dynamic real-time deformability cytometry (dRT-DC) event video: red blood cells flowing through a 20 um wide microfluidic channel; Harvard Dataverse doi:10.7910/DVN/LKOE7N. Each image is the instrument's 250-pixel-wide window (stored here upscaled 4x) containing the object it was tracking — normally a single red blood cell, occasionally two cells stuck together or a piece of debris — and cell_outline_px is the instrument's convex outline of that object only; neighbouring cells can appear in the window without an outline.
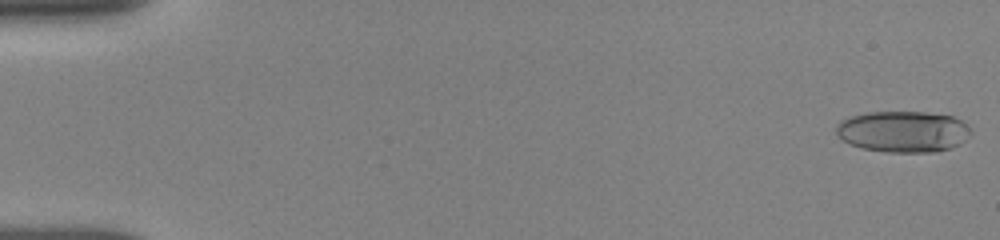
{"species": "human", "species_latin": "Homo sapiens", "temperature_condition": "room temperature", "stored_images_in_passage": 16, "camera_frame_rate_fps": 3000, "um_per_image_px": 0.085, "donor": {"sex": "female"}, "frame": {"image": 1, "passage_image": 1, "time_ms": 0.0, "image_size_px": [1000, 240], "cell_outline_px": [[972, 132], [960, 144], [952, 148], [936, 152], [888, 152], [860, 148], [848, 144], [836, 132], [836, 124], [840, 120], [864, 112], [928, 112], [952, 116], [960, 120]], "centroid_in_image_um": [76.74, 11.19], "position_along_channel_um": 8.3, "area_um2": 32.48}}
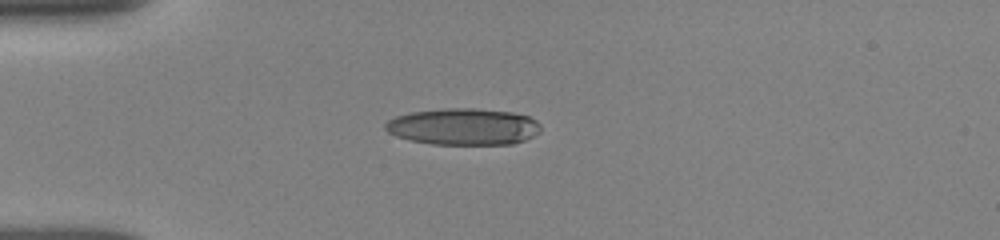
{"frame": {"image": 2, "passage_image": 12, "time_ms": 4.333, "image_size_px": [1000, 240], "cell_outline_px": [[540, 132], [524, 140], [512, 144], [432, 144], [408, 140], [396, 136], [388, 132], [384, 128], [384, 124], [388, 120], [396, 116], [412, 112], [444, 108], [476, 108], [512, 112], [528, 116], [536, 120], [540, 124]], "centroid_in_image_um": [39.38, 10.76], "position_along_channel_um": 45.6, "area_um2": 33.29}}
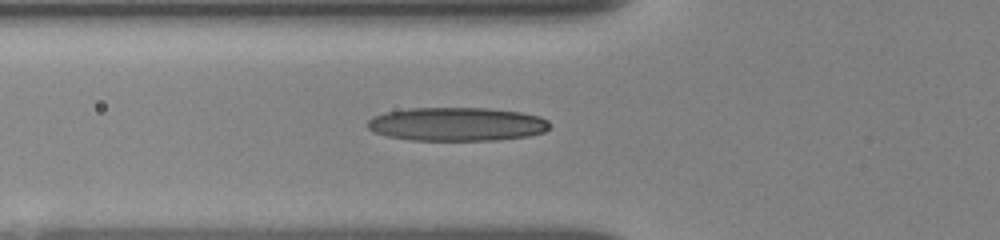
{"frame": {"image": 3, "passage_image": 16, "time_ms": 6.0, "image_size_px": [1000, 240], "cell_outline_px": [[548, 128], [544, 132], [528, 136], [496, 140], [408, 140], [388, 136], [372, 132], [364, 124], [372, 116], [384, 112], [408, 108], [488, 108], [520, 112], [540, 116], [548, 120]], "centroid_in_image_um": [38.77, 10.55], "position_along_channel_um": 87.0, "area_um2": 35.95}}